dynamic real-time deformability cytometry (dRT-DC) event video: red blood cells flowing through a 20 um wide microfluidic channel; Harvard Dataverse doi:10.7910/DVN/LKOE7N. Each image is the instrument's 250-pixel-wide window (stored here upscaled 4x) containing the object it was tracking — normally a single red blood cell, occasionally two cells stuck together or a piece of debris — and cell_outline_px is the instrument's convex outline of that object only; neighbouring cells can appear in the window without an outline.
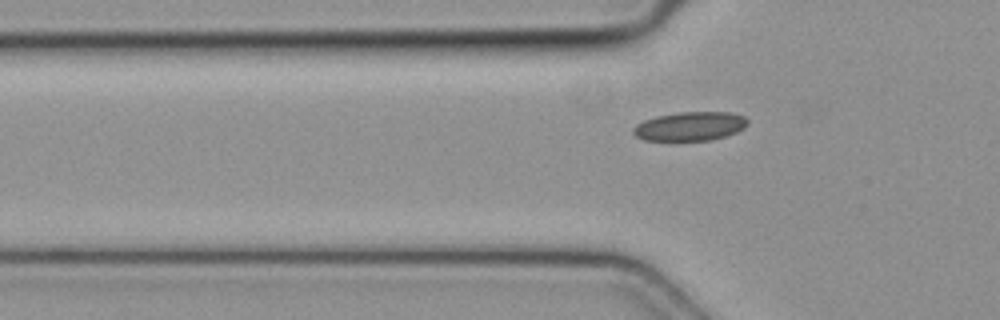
{"species": "common noctule bat (a hibernating species)", "species_latin": "Nyctalus noctula", "temperature_condition": "cold", "stored_images_in_passage": 7, "segment_of_instrument_passage": [2, 2], "camera_frame_rate_fps": 3000, "um_per_image_px": 0.085, "animal": {"sex": "female", "body_mass_g": 19.3, "forearm_length_mm": 54.1}, "frame": {"image": 1, "passage_image": 7, "time_ms": 2.0, "image_size_px": [1000, 320], "cell_outline_px": [[748, 124], [744, 128], [736, 132], [712, 140], [644, 140], [636, 136], [632, 132], [632, 128], [636, 124], [644, 120], [656, 116], [680, 112], [732, 112], [744, 116], [748, 120]], "centroid_in_image_um": [58.65, 10.72], "position_along_channel_um": 67.1, "area_um2": 19.31}}